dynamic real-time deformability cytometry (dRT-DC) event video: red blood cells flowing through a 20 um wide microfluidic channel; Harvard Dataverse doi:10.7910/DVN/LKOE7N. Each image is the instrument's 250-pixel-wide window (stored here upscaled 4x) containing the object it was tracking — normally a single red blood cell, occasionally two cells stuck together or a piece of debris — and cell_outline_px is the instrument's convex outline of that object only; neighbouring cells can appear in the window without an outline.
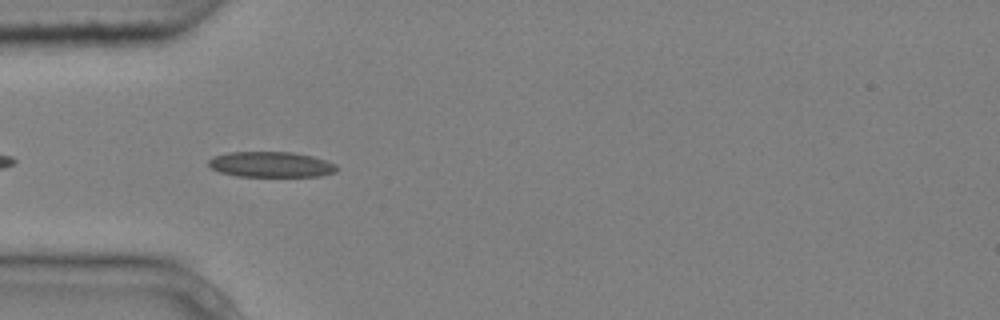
{"species": "common noctule bat (a hibernating species)", "species_latin": "Nyctalus noctula", "temperature_condition": "cold", "stored_images_in_passage": 5, "camera_frame_rate_fps": 3000, "um_per_image_px": 0.085, "animal": {"sex": "male", "body_mass_g": 20.4}, "frame": {"image": 1, "passage_image": 4, "time_ms": 1.0, "image_size_px": [1000, 320], "cell_outline_px": [[340, 168], [336, 172], [320, 176], [236, 176], [220, 172], [212, 168], [208, 164], [208, 160], [212, 156], [228, 152], [292, 152], [312, 156], [336, 164]], "centroid_in_image_um": [23.04, 13.98], "position_along_channel_um": 62.0, "area_um2": 19.13}}
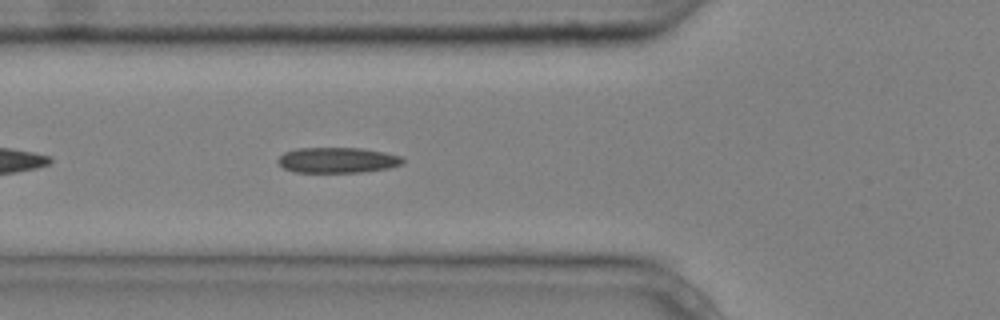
{"frame": {"image": 2, "passage_image": 5, "time_ms": 1.333, "image_size_px": [1000, 320], "cell_outline_px": [[404, 160], [400, 164], [388, 168], [360, 172], [292, 172], [284, 168], [276, 160], [284, 152], [296, 148], [360, 148], [384, 152], [400, 156]], "centroid_in_image_um": [28.63, 13.61], "position_along_channel_um": 97.2, "area_um2": 18.44}}